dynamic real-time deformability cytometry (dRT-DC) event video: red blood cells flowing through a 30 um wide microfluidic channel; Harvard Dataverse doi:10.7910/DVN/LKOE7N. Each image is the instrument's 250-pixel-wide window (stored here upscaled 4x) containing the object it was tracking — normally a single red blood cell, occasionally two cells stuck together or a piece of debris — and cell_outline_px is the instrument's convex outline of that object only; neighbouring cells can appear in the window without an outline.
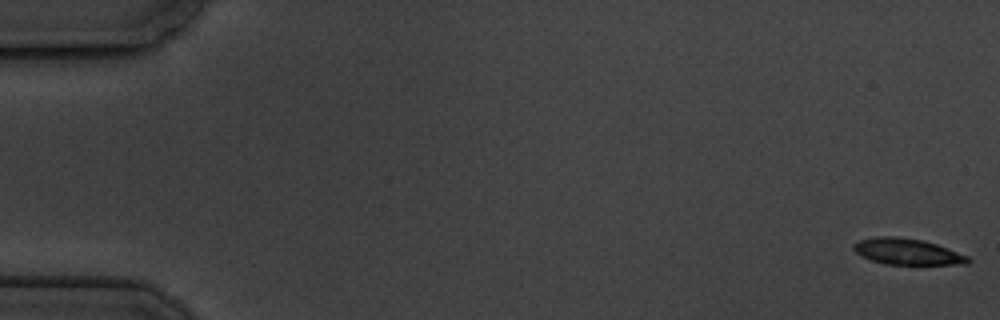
{"species": "common noctule bat (a hibernating species)", "species_latin": "Nyctalus noctula", "temperature_condition": "cold", "stored_images_in_passage": 8, "camera_frame_rate_fps": 3000, "um_per_image_px": 0.085, "animal": {"sex": "male", "body_mass_g": 19.5, "forearm_length_mm": 54.6}, "frame": {"image": 1, "passage_image": 1, "time_ms": 0.0, "image_size_px": [1000, 320], "cell_outline_px": [[972, 260], [968, 264], [884, 264], [860, 256], [852, 248], [852, 244], [860, 240], [876, 236], [896, 236], [924, 240], [936, 244], [968, 256]], "centroid_in_image_um": [77.09, 21.38], "position_along_channel_um": 7.9, "area_um2": 17.46}}
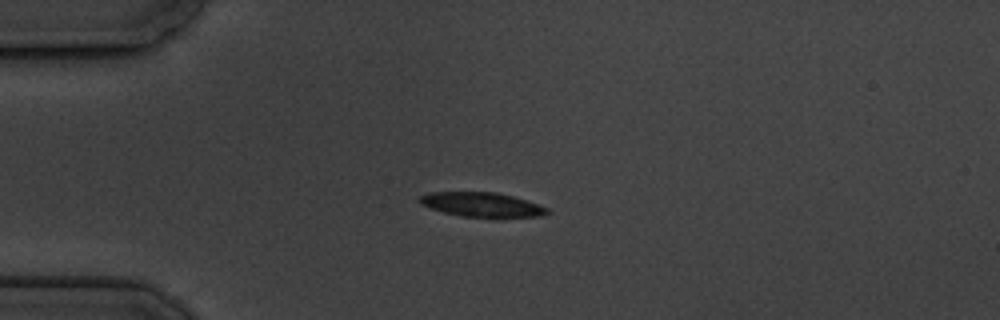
{"frame": {"image": 2, "passage_image": 5, "time_ms": 4.667, "image_size_px": [1000, 320], "cell_outline_px": [[552, 212], [540, 216], [500, 220], [460, 216], [444, 212], [420, 204], [416, 200], [420, 196], [432, 192], [496, 192], [512, 196], [548, 208]], "centroid_in_image_um": [41.01, 17.44], "position_along_channel_um": 44.0, "area_um2": 18.84}}
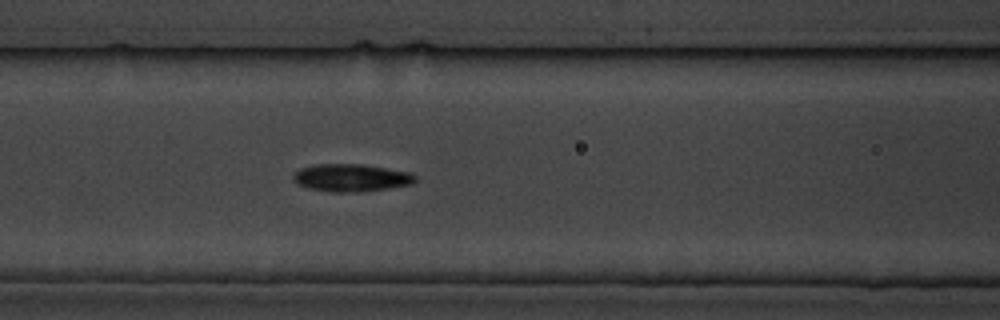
{"frame": {"image": 3, "passage_image": 8, "time_ms": 8.0, "image_size_px": [1000, 320], "cell_outline_px": [[416, 180], [412, 184], [388, 188], [360, 192], [328, 192], [308, 188], [296, 184], [292, 180], [292, 176], [300, 168], [316, 164], [364, 164], [388, 168], [408, 172], [416, 176]], "centroid_in_image_um": [29.82, 15.11], "position_along_channel_um": 136.8, "area_um2": 19.77}}